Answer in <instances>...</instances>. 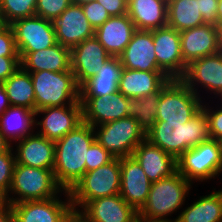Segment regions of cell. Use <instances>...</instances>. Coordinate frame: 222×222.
<instances>
[{
  "label": "cell",
  "instance_id": "25",
  "mask_svg": "<svg viewBox=\"0 0 222 222\" xmlns=\"http://www.w3.org/2000/svg\"><path fill=\"white\" fill-rule=\"evenodd\" d=\"M170 79L162 71L123 68L118 91L125 97L139 99L159 91Z\"/></svg>",
  "mask_w": 222,
  "mask_h": 222
},
{
  "label": "cell",
  "instance_id": "1",
  "mask_svg": "<svg viewBox=\"0 0 222 222\" xmlns=\"http://www.w3.org/2000/svg\"><path fill=\"white\" fill-rule=\"evenodd\" d=\"M95 140L94 128L82 122L55 141L53 173L57 184L63 190L70 191L85 174L88 149Z\"/></svg>",
  "mask_w": 222,
  "mask_h": 222
},
{
  "label": "cell",
  "instance_id": "50",
  "mask_svg": "<svg viewBox=\"0 0 222 222\" xmlns=\"http://www.w3.org/2000/svg\"><path fill=\"white\" fill-rule=\"evenodd\" d=\"M217 9V23H222V0H219Z\"/></svg>",
  "mask_w": 222,
  "mask_h": 222
},
{
  "label": "cell",
  "instance_id": "47",
  "mask_svg": "<svg viewBox=\"0 0 222 222\" xmlns=\"http://www.w3.org/2000/svg\"><path fill=\"white\" fill-rule=\"evenodd\" d=\"M12 147L10 143L4 138L0 131V154L4 153L5 151H9Z\"/></svg>",
  "mask_w": 222,
  "mask_h": 222
},
{
  "label": "cell",
  "instance_id": "40",
  "mask_svg": "<svg viewBox=\"0 0 222 222\" xmlns=\"http://www.w3.org/2000/svg\"><path fill=\"white\" fill-rule=\"evenodd\" d=\"M206 104H202V109L205 111L209 120V134L211 139L221 142L222 141V106L215 111ZM210 107V108H209Z\"/></svg>",
  "mask_w": 222,
  "mask_h": 222
},
{
  "label": "cell",
  "instance_id": "39",
  "mask_svg": "<svg viewBox=\"0 0 222 222\" xmlns=\"http://www.w3.org/2000/svg\"><path fill=\"white\" fill-rule=\"evenodd\" d=\"M82 10L94 30L111 17L108 11L96 0L82 5Z\"/></svg>",
  "mask_w": 222,
  "mask_h": 222
},
{
  "label": "cell",
  "instance_id": "19",
  "mask_svg": "<svg viewBox=\"0 0 222 222\" xmlns=\"http://www.w3.org/2000/svg\"><path fill=\"white\" fill-rule=\"evenodd\" d=\"M123 68L141 71H161L154 51L153 33L136 30L124 51L119 55Z\"/></svg>",
  "mask_w": 222,
  "mask_h": 222
},
{
  "label": "cell",
  "instance_id": "42",
  "mask_svg": "<svg viewBox=\"0 0 222 222\" xmlns=\"http://www.w3.org/2000/svg\"><path fill=\"white\" fill-rule=\"evenodd\" d=\"M21 66L19 57H0V84Z\"/></svg>",
  "mask_w": 222,
  "mask_h": 222
},
{
  "label": "cell",
  "instance_id": "15",
  "mask_svg": "<svg viewBox=\"0 0 222 222\" xmlns=\"http://www.w3.org/2000/svg\"><path fill=\"white\" fill-rule=\"evenodd\" d=\"M180 80L199 97V84L211 94L218 95L222 90V53L194 60L187 65Z\"/></svg>",
  "mask_w": 222,
  "mask_h": 222
},
{
  "label": "cell",
  "instance_id": "16",
  "mask_svg": "<svg viewBox=\"0 0 222 222\" xmlns=\"http://www.w3.org/2000/svg\"><path fill=\"white\" fill-rule=\"evenodd\" d=\"M71 71L80 87L95 76L103 64L111 58L98 39L93 36L77 44L71 50Z\"/></svg>",
  "mask_w": 222,
  "mask_h": 222
},
{
  "label": "cell",
  "instance_id": "12",
  "mask_svg": "<svg viewBox=\"0 0 222 222\" xmlns=\"http://www.w3.org/2000/svg\"><path fill=\"white\" fill-rule=\"evenodd\" d=\"M38 114L43 117L41 121L36 119V127L41 129L36 131L37 134L53 141L61 139L83 122L80 101L73 105L42 108L36 110V117Z\"/></svg>",
  "mask_w": 222,
  "mask_h": 222
},
{
  "label": "cell",
  "instance_id": "2",
  "mask_svg": "<svg viewBox=\"0 0 222 222\" xmlns=\"http://www.w3.org/2000/svg\"><path fill=\"white\" fill-rule=\"evenodd\" d=\"M146 139L178 159L184 152L210 140L209 120L201 109L188 122H155L146 134Z\"/></svg>",
  "mask_w": 222,
  "mask_h": 222
},
{
  "label": "cell",
  "instance_id": "35",
  "mask_svg": "<svg viewBox=\"0 0 222 222\" xmlns=\"http://www.w3.org/2000/svg\"><path fill=\"white\" fill-rule=\"evenodd\" d=\"M13 147L0 154V198L3 199L9 192L12 184L16 157Z\"/></svg>",
  "mask_w": 222,
  "mask_h": 222
},
{
  "label": "cell",
  "instance_id": "51",
  "mask_svg": "<svg viewBox=\"0 0 222 222\" xmlns=\"http://www.w3.org/2000/svg\"><path fill=\"white\" fill-rule=\"evenodd\" d=\"M72 1V4H76V5H84L86 3H90V2H93L95 0H71Z\"/></svg>",
  "mask_w": 222,
  "mask_h": 222
},
{
  "label": "cell",
  "instance_id": "11",
  "mask_svg": "<svg viewBox=\"0 0 222 222\" xmlns=\"http://www.w3.org/2000/svg\"><path fill=\"white\" fill-rule=\"evenodd\" d=\"M151 31L159 69L169 79H181L187 65L182 59L180 32L169 26Z\"/></svg>",
  "mask_w": 222,
  "mask_h": 222
},
{
  "label": "cell",
  "instance_id": "8",
  "mask_svg": "<svg viewBox=\"0 0 222 222\" xmlns=\"http://www.w3.org/2000/svg\"><path fill=\"white\" fill-rule=\"evenodd\" d=\"M97 127V128H96ZM96 141L114 158L132 156L146 133L132 117H125L94 127Z\"/></svg>",
  "mask_w": 222,
  "mask_h": 222
},
{
  "label": "cell",
  "instance_id": "44",
  "mask_svg": "<svg viewBox=\"0 0 222 222\" xmlns=\"http://www.w3.org/2000/svg\"><path fill=\"white\" fill-rule=\"evenodd\" d=\"M62 222H91L82 210L71 208L63 218Z\"/></svg>",
  "mask_w": 222,
  "mask_h": 222
},
{
  "label": "cell",
  "instance_id": "49",
  "mask_svg": "<svg viewBox=\"0 0 222 222\" xmlns=\"http://www.w3.org/2000/svg\"><path fill=\"white\" fill-rule=\"evenodd\" d=\"M136 222H177L176 219H147V218H142L140 216L137 217Z\"/></svg>",
  "mask_w": 222,
  "mask_h": 222
},
{
  "label": "cell",
  "instance_id": "32",
  "mask_svg": "<svg viewBox=\"0 0 222 222\" xmlns=\"http://www.w3.org/2000/svg\"><path fill=\"white\" fill-rule=\"evenodd\" d=\"M2 85L11 106H23L35 110L34 88L29 72L20 66Z\"/></svg>",
  "mask_w": 222,
  "mask_h": 222
},
{
  "label": "cell",
  "instance_id": "7",
  "mask_svg": "<svg viewBox=\"0 0 222 222\" xmlns=\"http://www.w3.org/2000/svg\"><path fill=\"white\" fill-rule=\"evenodd\" d=\"M201 98L180 79H170L161 88L156 122H188L202 109Z\"/></svg>",
  "mask_w": 222,
  "mask_h": 222
},
{
  "label": "cell",
  "instance_id": "31",
  "mask_svg": "<svg viewBox=\"0 0 222 222\" xmlns=\"http://www.w3.org/2000/svg\"><path fill=\"white\" fill-rule=\"evenodd\" d=\"M202 24L198 0H167V26L181 32Z\"/></svg>",
  "mask_w": 222,
  "mask_h": 222
},
{
  "label": "cell",
  "instance_id": "45",
  "mask_svg": "<svg viewBox=\"0 0 222 222\" xmlns=\"http://www.w3.org/2000/svg\"><path fill=\"white\" fill-rule=\"evenodd\" d=\"M0 222H14L11 204L5 202L0 204Z\"/></svg>",
  "mask_w": 222,
  "mask_h": 222
},
{
  "label": "cell",
  "instance_id": "26",
  "mask_svg": "<svg viewBox=\"0 0 222 222\" xmlns=\"http://www.w3.org/2000/svg\"><path fill=\"white\" fill-rule=\"evenodd\" d=\"M20 63L21 67L27 72L71 71V51L57 43L46 49L29 52Z\"/></svg>",
  "mask_w": 222,
  "mask_h": 222
},
{
  "label": "cell",
  "instance_id": "33",
  "mask_svg": "<svg viewBox=\"0 0 222 222\" xmlns=\"http://www.w3.org/2000/svg\"><path fill=\"white\" fill-rule=\"evenodd\" d=\"M161 89L139 99L130 98L127 105V117L134 118L147 134L156 122Z\"/></svg>",
  "mask_w": 222,
  "mask_h": 222
},
{
  "label": "cell",
  "instance_id": "18",
  "mask_svg": "<svg viewBox=\"0 0 222 222\" xmlns=\"http://www.w3.org/2000/svg\"><path fill=\"white\" fill-rule=\"evenodd\" d=\"M120 195L137 211L146 203L152 182L133 156L120 158Z\"/></svg>",
  "mask_w": 222,
  "mask_h": 222
},
{
  "label": "cell",
  "instance_id": "20",
  "mask_svg": "<svg viewBox=\"0 0 222 222\" xmlns=\"http://www.w3.org/2000/svg\"><path fill=\"white\" fill-rule=\"evenodd\" d=\"M182 59L186 65L219 53L215 25L202 24L180 32Z\"/></svg>",
  "mask_w": 222,
  "mask_h": 222
},
{
  "label": "cell",
  "instance_id": "37",
  "mask_svg": "<svg viewBox=\"0 0 222 222\" xmlns=\"http://www.w3.org/2000/svg\"><path fill=\"white\" fill-rule=\"evenodd\" d=\"M113 159L114 157L95 140L88 149V156L85 163L86 172L101 167Z\"/></svg>",
  "mask_w": 222,
  "mask_h": 222
},
{
  "label": "cell",
  "instance_id": "6",
  "mask_svg": "<svg viewBox=\"0 0 222 222\" xmlns=\"http://www.w3.org/2000/svg\"><path fill=\"white\" fill-rule=\"evenodd\" d=\"M120 158L89 172L69 191L73 208H83L89 201L100 197L114 196L120 193Z\"/></svg>",
  "mask_w": 222,
  "mask_h": 222
},
{
  "label": "cell",
  "instance_id": "4",
  "mask_svg": "<svg viewBox=\"0 0 222 222\" xmlns=\"http://www.w3.org/2000/svg\"><path fill=\"white\" fill-rule=\"evenodd\" d=\"M192 182L178 171L171 177L153 182L146 203L138 211V216L147 219H167L177 212L188 197ZM167 216V217H166ZM166 217V218H165Z\"/></svg>",
  "mask_w": 222,
  "mask_h": 222
},
{
  "label": "cell",
  "instance_id": "52",
  "mask_svg": "<svg viewBox=\"0 0 222 222\" xmlns=\"http://www.w3.org/2000/svg\"><path fill=\"white\" fill-rule=\"evenodd\" d=\"M126 2L127 5H129L131 2H133L134 0H124Z\"/></svg>",
  "mask_w": 222,
  "mask_h": 222
},
{
  "label": "cell",
  "instance_id": "28",
  "mask_svg": "<svg viewBox=\"0 0 222 222\" xmlns=\"http://www.w3.org/2000/svg\"><path fill=\"white\" fill-rule=\"evenodd\" d=\"M122 70L119 57L109 58L95 76L80 86V97H103L118 92Z\"/></svg>",
  "mask_w": 222,
  "mask_h": 222
},
{
  "label": "cell",
  "instance_id": "53",
  "mask_svg": "<svg viewBox=\"0 0 222 222\" xmlns=\"http://www.w3.org/2000/svg\"><path fill=\"white\" fill-rule=\"evenodd\" d=\"M217 97H221V98H219V99L222 100V90H221L220 93L217 95Z\"/></svg>",
  "mask_w": 222,
  "mask_h": 222
},
{
  "label": "cell",
  "instance_id": "41",
  "mask_svg": "<svg viewBox=\"0 0 222 222\" xmlns=\"http://www.w3.org/2000/svg\"><path fill=\"white\" fill-rule=\"evenodd\" d=\"M219 0H198L199 11L205 24L217 25Z\"/></svg>",
  "mask_w": 222,
  "mask_h": 222
},
{
  "label": "cell",
  "instance_id": "9",
  "mask_svg": "<svg viewBox=\"0 0 222 222\" xmlns=\"http://www.w3.org/2000/svg\"><path fill=\"white\" fill-rule=\"evenodd\" d=\"M177 171L192 183L218 177L222 172L221 143L210 139L188 149L177 159Z\"/></svg>",
  "mask_w": 222,
  "mask_h": 222
},
{
  "label": "cell",
  "instance_id": "30",
  "mask_svg": "<svg viewBox=\"0 0 222 222\" xmlns=\"http://www.w3.org/2000/svg\"><path fill=\"white\" fill-rule=\"evenodd\" d=\"M175 219L177 222H222V190L200 196Z\"/></svg>",
  "mask_w": 222,
  "mask_h": 222
},
{
  "label": "cell",
  "instance_id": "17",
  "mask_svg": "<svg viewBox=\"0 0 222 222\" xmlns=\"http://www.w3.org/2000/svg\"><path fill=\"white\" fill-rule=\"evenodd\" d=\"M129 97L119 91L103 97H80L83 122L93 128L127 117Z\"/></svg>",
  "mask_w": 222,
  "mask_h": 222
},
{
  "label": "cell",
  "instance_id": "38",
  "mask_svg": "<svg viewBox=\"0 0 222 222\" xmlns=\"http://www.w3.org/2000/svg\"><path fill=\"white\" fill-rule=\"evenodd\" d=\"M19 57L13 29L10 25L0 24V57Z\"/></svg>",
  "mask_w": 222,
  "mask_h": 222
},
{
  "label": "cell",
  "instance_id": "36",
  "mask_svg": "<svg viewBox=\"0 0 222 222\" xmlns=\"http://www.w3.org/2000/svg\"><path fill=\"white\" fill-rule=\"evenodd\" d=\"M71 4V0H37L35 15L51 21L59 17Z\"/></svg>",
  "mask_w": 222,
  "mask_h": 222
},
{
  "label": "cell",
  "instance_id": "3",
  "mask_svg": "<svg viewBox=\"0 0 222 222\" xmlns=\"http://www.w3.org/2000/svg\"><path fill=\"white\" fill-rule=\"evenodd\" d=\"M62 192L65 190L57 184L53 170L16 163L11 188L2 200L8 204H15L29 200L50 199Z\"/></svg>",
  "mask_w": 222,
  "mask_h": 222
},
{
  "label": "cell",
  "instance_id": "23",
  "mask_svg": "<svg viewBox=\"0 0 222 222\" xmlns=\"http://www.w3.org/2000/svg\"><path fill=\"white\" fill-rule=\"evenodd\" d=\"M82 211L91 222H136L138 217V211L120 194L89 201Z\"/></svg>",
  "mask_w": 222,
  "mask_h": 222
},
{
  "label": "cell",
  "instance_id": "43",
  "mask_svg": "<svg viewBox=\"0 0 222 222\" xmlns=\"http://www.w3.org/2000/svg\"><path fill=\"white\" fill-rule=\"evenodd\" d=\"M109 13L110 16H120L128 13V5L124 0H96Z\"/></svg>",
  "mask_w": 222,
  "mask_h": 222
},
{
  "label": "cell",
  "instance_id": "27",
  "mask_svg": "<svg viewBox=\"0 0 222 222\" xmlns=\"http://www.w3.org/2000/svg\"><path fill=\"white\" fill-rule=\"evenodd\" d=\"M35 116L36 110L11 105L0 116V131L11 146L14 141L16 144V142L34 134L36 127Z\"/></svg>",
  "mask_w": 222,
  "mask_h": 222
},
{
  "label": "cell",
  "instance_id": "21",
  "mask_svg": "<svg viewBox=\"0 0 222 222\" xmlns=\"http://www.w3.org/2000/svg\"><path fill=\"white\" fill-rule=\"evenodd\" d=\"M132 156L152 183L177 172V159L147 139L135 148Z\"/></svg>",
  "mask_w": 222,
  "mask_h": 222
},
{
  "label": "cell",
  "instance_id": "34",
  "mask_svg": "<svg viewBox=\"0 0 222 222\" xmlns=\"http://www.w3.org/2000/svg\"><path fill=\"white\" fill-rule=\"evenodd\" d=\"M37 0H0V19L4 24L35 16Z\"/></svg>",
  "mask_w": 222,
  "mask_h": 222
},
{
  "label": "cell",
  "instance_id": "29",
  "mask_svg": "<svg viewBox=\"0 0 222 222\" xmlns=\"http://www.w3.org/2000/svg\"><path fill=\"white\" fill-rule=\"evenodd\" d=\"M128 16L136 30H155L167 26V0H134Z\"/></svg>",
  "mask_w": 222,
  "mask_h": 222
},
{
  "label": "cell",
  "instance_id": "48",
  "mask_svg": "<svg viewBox=\"0 0 222 222\" xmlns=\"http://www.w3.org/2000/svg\"><path fill=\"white\" fill-rule=\"evenodd\" d=\"M216 30H217L218 49L219 52L222 53V23H217Z\"/></svg>",
  "mask_w": 222,
  "mask_h": 222
},
{
  "label": "cell",
  "instance_id": "5",
  "mask_svg": "<svg viewBox=\"0 0 222 222\" xmlns=\"http://www.w3.org/2000/svg\"><path fill=\"white\" fill-rule=\"evenodd\" d=\"M29 73L34 88L35 110L73 105L80 101V87L72 71Z\"/></svg>",
  "mask_w": 222,
  "mask_h": 222
},
{
  "label": "cell",
  "instance_id": "14",
  "mask_svg": "<svg viewBox=\"0 0 222 222\" xmlns=\"http://www.w3.org/2000/svg\"><path fill=\"white\" fill-rule=\"evenodd\" d=\"M57 42L70 50L84 40L95 36V30L86 18L81 5L71 4L59 17L51 20Z\"/></svg>",
  "mask_w": 222,
  "mask_h": 222
},
{
  "label": "cell",
  "instance_id": "46",
  "mask_svg": "<svg viewBox=\"0 0 222 222\" xmlns=\"http://www.w3.org/2000/svg\"><path fill=\"white\" fill-rule=\"evenodd\" d=\"M10 102L6 94L5 88L0 84V116L9 108Z\"/></svg>",
  "mask_w": 222,
  "mask_h": 222
},
{
  "label": "cell",
  "instance_id": "13",
  "mask_svg": "<svg viewBox=\"0 0 222 222\" xmlns=\"http://www.w3.org/2000/svg\"><path fill=\"white\" fill-rule=\"evenodd\" d=\"M66 200L60 195L44 200H29L11 204L14 222H62L72 208L69 191L64 192Z\"/></svg>",
  "mask_w": 222,
  "mask_h": 222
},
{
  "label": "cell",
  "instance_id": "24",
  "mask_svg": "<svg viewBox=\"0 0 222 222\" xmlns=\"http://www.w3.org/2000/svg\"><path fill=\"white\" fill-rule=\"evenodd\" d=\"M136 31L128 14L111 16L95 30V37L111 57H119Z\"/></svg>",
  "mask_w": 222,
  "mask_h": 222
},
{
  "label": "cell",
  "instance_id": "22",
  "mask_svg": "<svg viewBox=\"0 0 222 222\" xmlns=\"http://www.w3.org/2000/svg\"><path fill=\"white\" fill-rule=\"evenodd\" d=\"M16 163L29 167L53 170L55 163V141L35 132L16 142Z\"/></svg>",
  "mask_w": 222,
  "mask_h": 222
},
{
  "label": "cell",
  "instance_id": "10",
  "mask_svg": "<svg viewBox=\"0 0 222 222\" xmlns=\"http://www.w3.org/2000/svg\"><path fill=\"white\" fill-rule=\"evenodd\" d=\"M14 32L15 44L20 61L29 53L49 48L57 44L51 21L33 16L21 18L10 24Z\"/></svg>",
  "mask_w": 222,
  "mask_h": 222
}]
</instances>
